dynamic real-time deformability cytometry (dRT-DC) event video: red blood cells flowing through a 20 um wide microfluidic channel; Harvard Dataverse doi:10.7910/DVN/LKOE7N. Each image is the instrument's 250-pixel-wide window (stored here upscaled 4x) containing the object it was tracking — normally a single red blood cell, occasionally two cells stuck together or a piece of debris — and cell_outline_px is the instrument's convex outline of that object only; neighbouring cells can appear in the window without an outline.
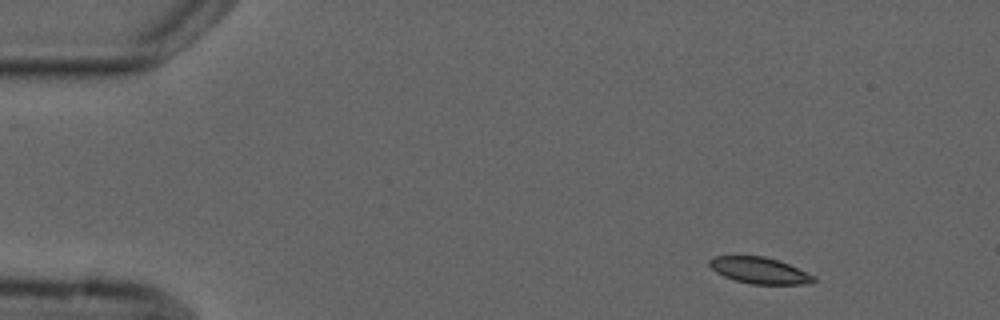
{"species": "common noctule bat (a hibernating species)", "species_latin": "Nyctalus noctula", "temperature_condition": "cold", "stored_images_in_passage": 6, "camera_frame_rate_fps": 3000, "um_per_image_px": 0.085, "animal": {"sex": "male", "forearm_length_mm": 52.5}, "frame": {"image": 1, "passage_image": 1, "time_ms": 0.0, "image_size_px": [1000, 320], "cell_outline_px": [[816, 280], [812, 284], [752, 284], [736, 280], [724, 276], [716, 272], [708, 264], [708, 260], [712, 256], [764, 256], [788, 264], [816, 276]], "centroid_in_image_um": [64.56, 22.99], "position_along_channel_um": 20.4, "area_um2": 15.95}}
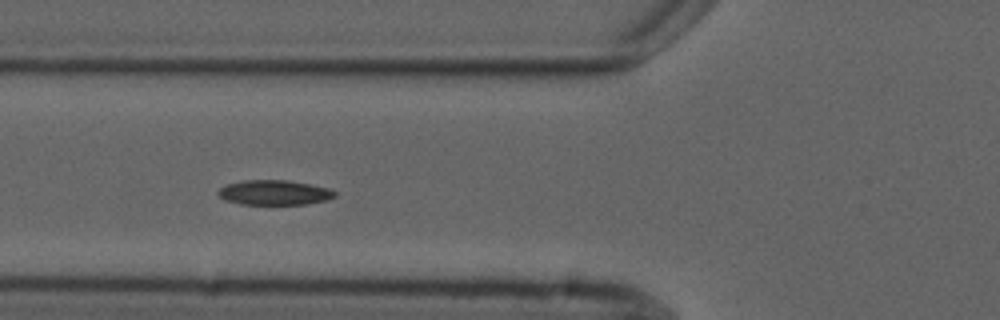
{"frame": {"image": 2, "passage_image": 5, "time_ms": 4.667, "image_size_px": [1000, 320], "cell_outline_px": [[336, 196], [328, 200], [304, 204], [240, 204], [224, 200], [216, 192], [220, 188], [228, 184], [244, 180], [288, 180], [328, 188], [336, 192]], "centroid_in_image_um": [23.31, 16.37], "position_along_channel_um": 102.5, "area_um2": 16.82}}
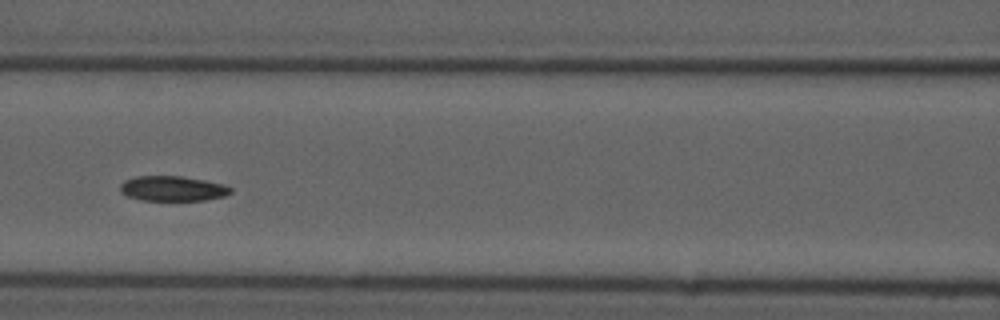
{"frame": {"image": 3, "passage_image": 6, "time_ms": 6.0, "image_size_px": [1000, 320], "cell_outline_px": [[232, 192], [224, 196], [204, 200], [140, 200], [128, 196], [120, 192], [120, 184], [124, 180], [136, 176], [180, 176], [204, 180], [224, 184], [232, 188]], "centroid_in_image_um": [14.66, 16.02], "position_along_channel_um": 151.9, "area_um2": 16.13}}